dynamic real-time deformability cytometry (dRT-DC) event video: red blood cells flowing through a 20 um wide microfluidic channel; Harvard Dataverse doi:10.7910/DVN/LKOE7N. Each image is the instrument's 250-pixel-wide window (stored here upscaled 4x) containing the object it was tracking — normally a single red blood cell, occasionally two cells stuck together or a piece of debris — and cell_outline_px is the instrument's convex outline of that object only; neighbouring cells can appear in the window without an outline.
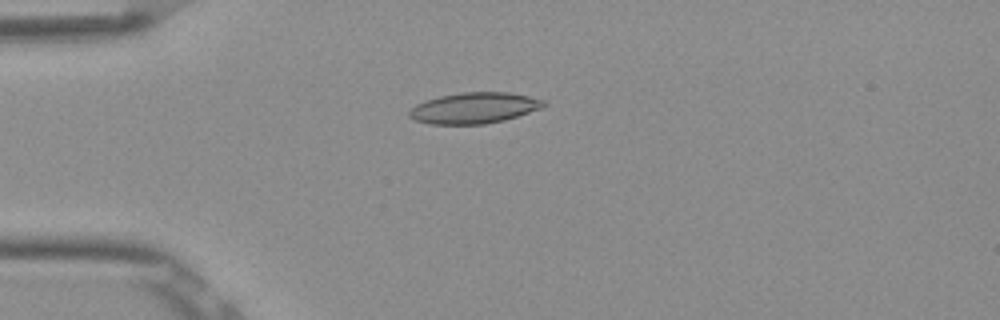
{"species": "Egyptian fruit bat (a non-hibernating species)", "species_latin": "Rousettus aegyptiacus", "temperature_condition": "room temperature", "stored_images_in_passage": 6, "camera_frame_rate_fps": 3000, "um_per_image_px": 0.085, "frame": {"image": 1, "passage_image": 4, "time_ms": 1.0, "image_size_px": [1000, 320], "cell_outline_px": [[548, 104], [540, 108], [504, 120], [484, 124], [432, 124], [416, 120], [408, 116], [408, 112], [416, 104], [440, 96], [460, 92], [508, 92], [528, 96], [544, 100]], "centroid_in_image_um": [40.3, 9.17], "position_along_channel_um": 44.7, "area_um2": 23.99}}
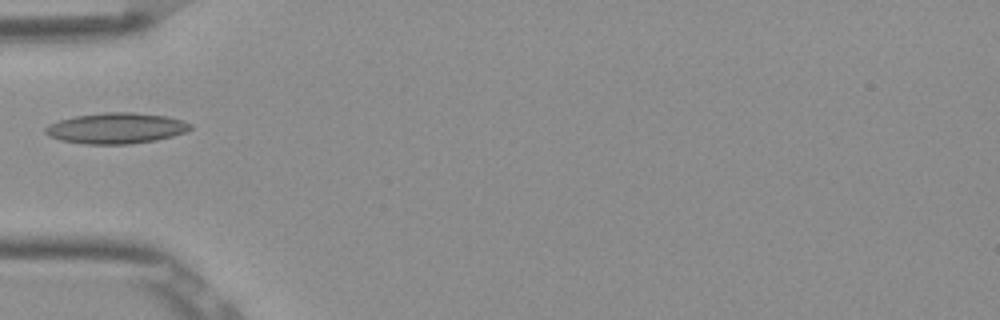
{"frame": {"image": 2, "passage_image": 5, "time_ms": 1.333, "image_size_px": [1000, 320], "cell_outline_px": [[192, 128], [184, 132], [172, 136], [156, 140], [128, 144], [84, 144], [60, 140], [48, 136], [44, 132], [44, 128], [48, 124], [60, 120], [76, 116], [104, 112], [132, 112], [164, 116], [180, 120], [192, 124]], "centroid_in_image_um": [9.83, 10.9], "position_along_channel_um": 75.2, "area_um2": 25.89}}
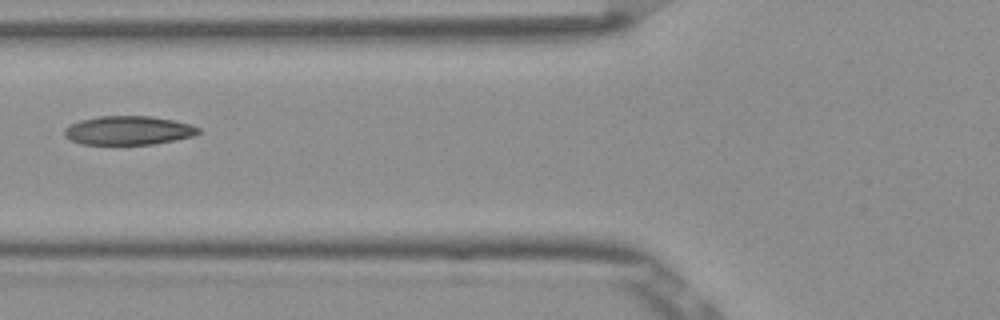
{"frame": {"image": 3, "passage_image": 6, "time_ms": 1.667, "image_size_px": [1000, 320], "cell_outline_px": [[200, 132], [192, 136], [176, 140], [152, 144], [80, 144], [64, 136], [64, 128], [68, 124], [80, 120], [100, 116], [152, 116], [192, 124], [200, 128]], "centroid_in_image_um": [10.9, 11.08], "position_along_channel_um": 114.9, "area_um2": 22.6}}